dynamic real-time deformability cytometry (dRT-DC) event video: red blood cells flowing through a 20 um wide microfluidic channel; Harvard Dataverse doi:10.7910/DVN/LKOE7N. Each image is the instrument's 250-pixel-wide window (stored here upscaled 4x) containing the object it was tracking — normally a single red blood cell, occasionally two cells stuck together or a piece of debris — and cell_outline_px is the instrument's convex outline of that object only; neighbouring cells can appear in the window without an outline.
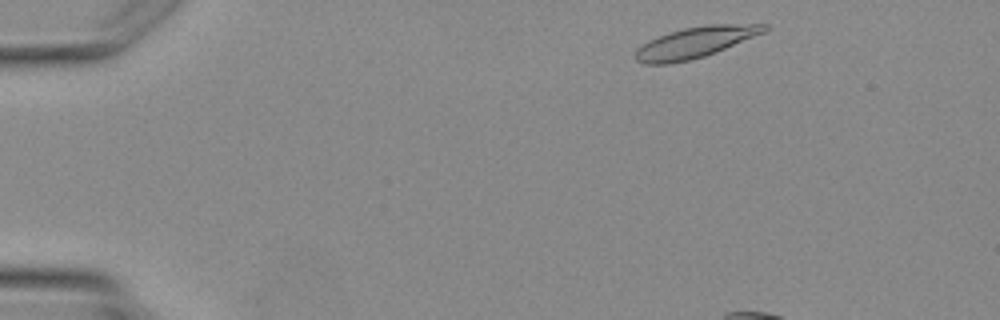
{"species": "Egyptian fruit bat (a non-hibernating species)", "species_latin": "Rousettus aegyptiacus", "temperature_condition": "warm", "stored_images_in_passage": 3, "camera_frame_rate_fps": 3000, "um_per_image_px": 0.085, "animal": {"sex": "female"}, "frame": {"image": 1, "passage_image": 1, "time_ms": 0.0, "image_size_px": [1000, 320], "cell_outline_px": [[768, 28], [764, 32], [716, 52], [692, 60], [668, 64], [644, 64], [636, 60], [632, 56], [636, 48], [648, 40], [656, 36], [668, 32], [684, 28], [708, 24], [768, 24]], "centroid_in_image_um": [59.01, 3.61], "position_along_channel_um": 26.0, "area_um2": 23.41}}
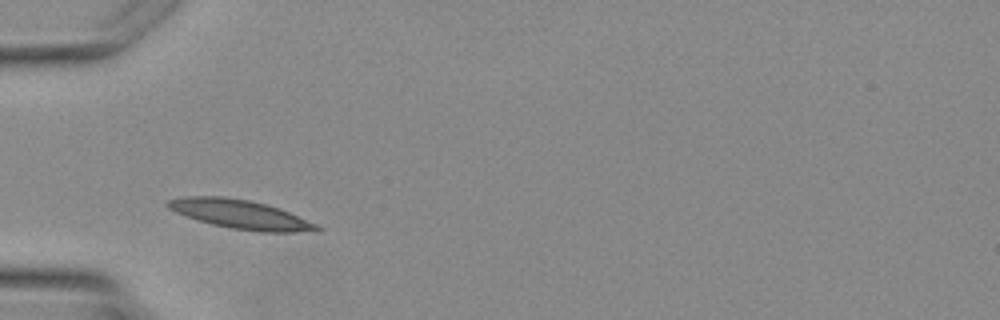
{"frame": {"image": 2, "passage_image": 3, "time_ms": 3.333, "image_size_px": [1000, 320], "cell_outline_px": [[324, 228], [320, 232], [260, 232], [232, 228], [212, 224], [176, 212], [168, 208], [164, 204], [164, 200], [184, 196], [224, 196], [248, 200], [268, 204], [280, 208], [316, 224]], "centroid_in_image_um": [20.46, 18.21], "position_along_channel_um": 64.5, "area_um2": 25.32}}